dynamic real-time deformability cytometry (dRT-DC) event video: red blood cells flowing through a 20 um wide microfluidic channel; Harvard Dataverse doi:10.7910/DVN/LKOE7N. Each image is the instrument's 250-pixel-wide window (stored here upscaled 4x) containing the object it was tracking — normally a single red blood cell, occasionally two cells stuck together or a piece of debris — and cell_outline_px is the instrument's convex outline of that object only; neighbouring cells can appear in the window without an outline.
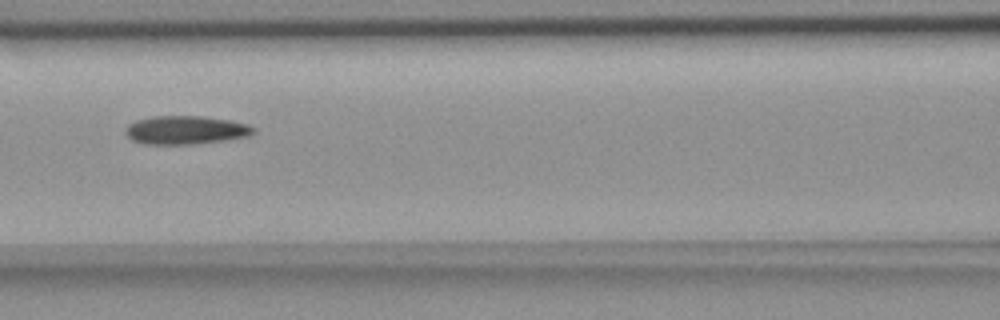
{"species": "common noctule bat (a hibernating species)", "species_latin": "Nyctalus noctula", "temperature_condition": "room temperature", "stored_images_in_passage": 10, "camera_frame_rate_fps": 3000, "um_per_image_px": 0.085, "animal": {"sex": "female", "body_mass_g": 18.4}, "frame": {"image": 1, "passage_image": 4, "time_ms": 4.333, "image_size_px": [1000, 320], "cell_outline_px": [[256, 132], [248, 136], [224, 140], [192, 144], [144, 144], [132, 140], [124, 132], [124, 128], [128, 124], [136, 120], [152, 116], [200, 116], [228, 120], [248, 124], [256, 128]], "centroid_in_image_um": [15.76, 11.05], "position_along_channel_um": 150.8, "area_um2": 21.27}}
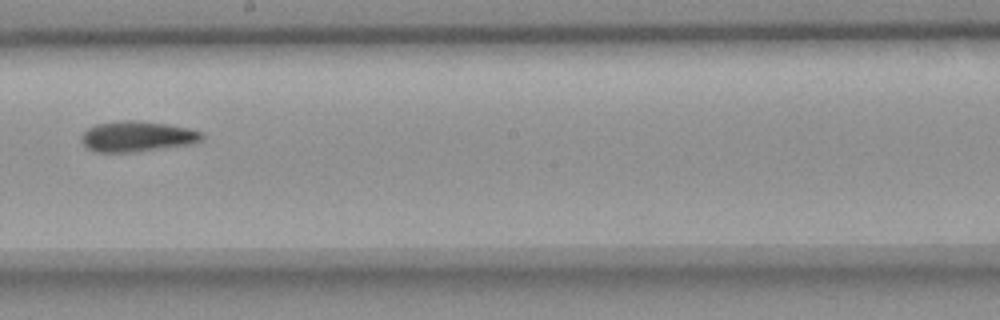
{"frame": {"image": 2, "passage_image": 6, "time_ms": 6.667, "image_size_px": [1000, 320], "cell_outline_px": [[204, 140], [196, 144], [136, 152], [92, 152], [80, 140], [84, 132], [88, 128], [96, 124], [120, 120], [136, 120], [164, 124], [188, 128], [204, 132]], "centroid_in_image_um": [11.71, 11.61], "position_along_channel_um": 236.5, "area_um2": 21.79}}
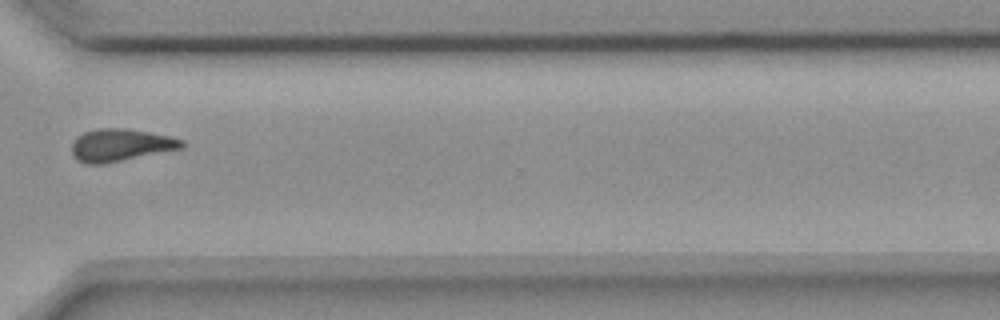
{"frame": {"image": 3, "passage_image": 9, "time_ms": 10.0, "image_size_px": [1000, 320], "cell_outline_px": [[184, 148], [104, 164], [84, 164], [76, 160], [72, 156], [72, 144], [76, 136], [84, 132], [100, 128], [124, 128], [148, 132], [168, 136], [184, 140]], "centroid_in_image_um": [10.22, 12.34], "position_along_channel_um": 360.4, "area_um2": 20.92}, "authors_computed_cell_mechanics": {"area_um2": 21.097, "velocity_mm_per_s": 3.6961, "shape_relaxation_time_tau1_ms": 6.2558, "shape_relaxation_time_tau2_ms": 3.9613, "deformation_change_tau1": 0.1724, "deformation_change_tau2": 0.1321}}